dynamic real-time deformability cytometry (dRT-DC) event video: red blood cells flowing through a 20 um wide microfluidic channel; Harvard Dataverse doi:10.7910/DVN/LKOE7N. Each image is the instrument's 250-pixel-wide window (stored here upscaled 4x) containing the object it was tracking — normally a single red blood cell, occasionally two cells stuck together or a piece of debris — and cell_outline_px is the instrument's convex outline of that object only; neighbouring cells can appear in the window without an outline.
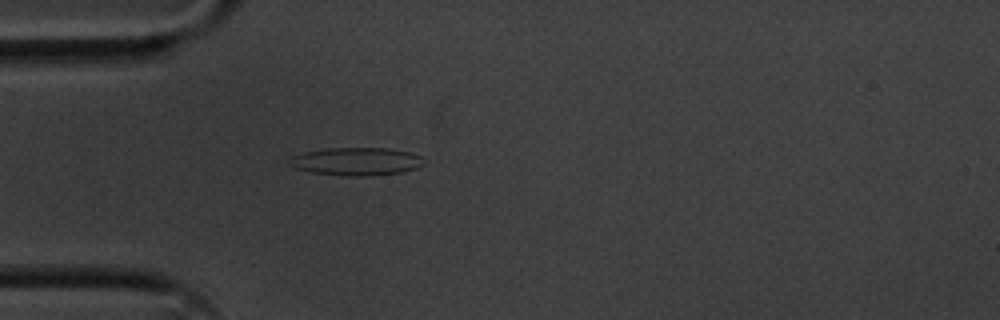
{"species": "common noctule bat (a hibernating species)", "species_latin": "Nyctalus noctula", "temperature_condition": "cold", "stored_images_in_passage": 56, "camera_frame_rate_fps": 3000, "um_per_image_px": 0.085, "animal": {"sex": "male", "body_mass_g": 20.1, "forearm_length_mm": 53.5}, "frame": {"image": 1, "passage_image": 16, "time_ms": 5.0, "image_size_px": [1000, 320], "cell_outline_px": [[424, 164], [416, 168], [400, 172], [368, 176], [352, 176], [312, 172], [296, 168], [288, 164], [288, 156], [304, 152], [328, 148], [388, 148], [408, 152], [420, 156], [424, 160]], "centroid_in_image_um": [30.25, 13.71], "position_along_channel_um": 54.8, "area_um2": 21.79}}
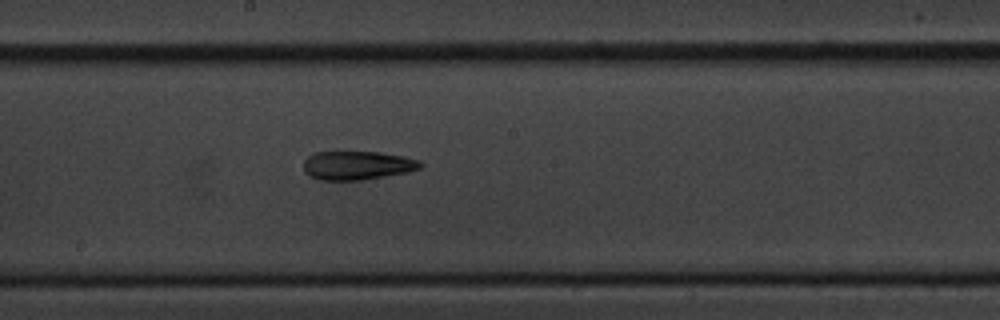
{"frame": {"image": 2, "passage_image": 30, "time_ms": 9.667, "image_size_px": [1000, 320], "cell_outline_px": [[424, 164], [420, 168], [408, 172], [360, 180], [320, 180], [308, 176], [304, 172], [304, 160], [312, 152], [380, 152], [404, 156], [420, 160]], "centroid_in_image_um": [30.36, 14.05], "position_along_channel_um": 217.8, "area_um2": 19.71}}
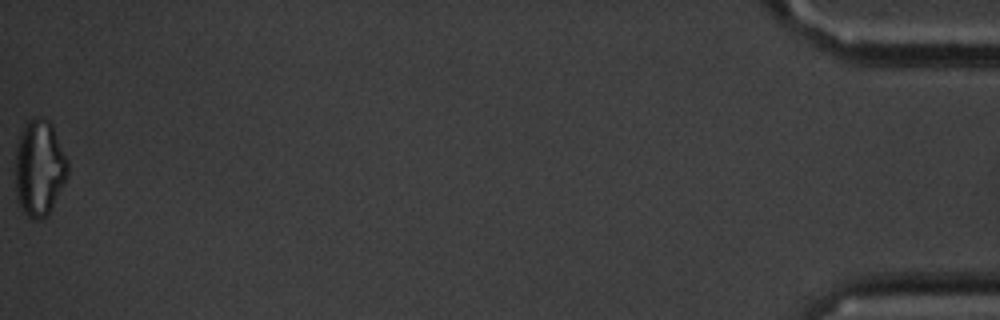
{"frame": {"image": 3, "passage_image": 56, "time_ms": 18.333, "image_size_px": [1000, 320], "cell_outline_px": [[68, 176], [48, 216], [40, 220], [32, 220], [24, 212], [16, 200], [16, 148], [20, 136], [28, 120], [36, 116], [40, 116], [48, 120], [52, 124], [68, 160]], "centroid_in_image_um": [3.36, 14.31], "position_along_channel_um": 431.8, "area_um2": 29.59}, "authors_computed_cell_mechanics": {"area_um2": 21.2415, "velocity_mm_per_s": 3.6119, "shape_relaxation_time_tau1_ms": null, "shape_relaxation_time_tau2_ms": 8.3797, "deformation_change_tau1": null, "deformation_change_tau2": 0.2183}}